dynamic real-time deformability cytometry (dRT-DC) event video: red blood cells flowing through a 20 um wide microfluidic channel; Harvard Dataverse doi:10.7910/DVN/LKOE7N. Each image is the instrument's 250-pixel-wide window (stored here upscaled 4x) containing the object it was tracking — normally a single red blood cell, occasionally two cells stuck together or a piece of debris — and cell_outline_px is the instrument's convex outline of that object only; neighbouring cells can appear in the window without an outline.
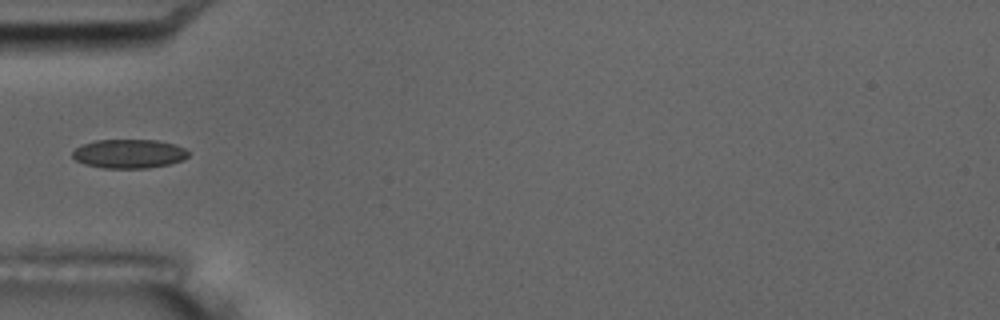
{"species": "common noctule bat (a hibernating species)", "species_latin": "Nyctalus noctula", "temperature_condition": "room temperature", "stored_images_in_passage": 4, "camera_frame_rate_fps": 3000, "um_per_image_px": 0.085, "animal": {"sex": "male", "body_mass_g": 17.5, "forearm_length_mm": 52.3}, "frame": {"image": 1, "passage_image": 4, "time_ms": 3.333, "image_size_px": [1000, 320], "cell_outline_px": [[188, 156], [184, 160], [168, 164], [148, 168], [104, 168], [84, 164], [76, 160], [72, 156], [72, 152], [80, 144], [96, 140], [156, 140], [176, 144], [184, 148], [188, 152]], "centroid_in_image_um": [10.95, 13.06], "position_along_channel_um": 74.0, "area_um2": 19.65}}